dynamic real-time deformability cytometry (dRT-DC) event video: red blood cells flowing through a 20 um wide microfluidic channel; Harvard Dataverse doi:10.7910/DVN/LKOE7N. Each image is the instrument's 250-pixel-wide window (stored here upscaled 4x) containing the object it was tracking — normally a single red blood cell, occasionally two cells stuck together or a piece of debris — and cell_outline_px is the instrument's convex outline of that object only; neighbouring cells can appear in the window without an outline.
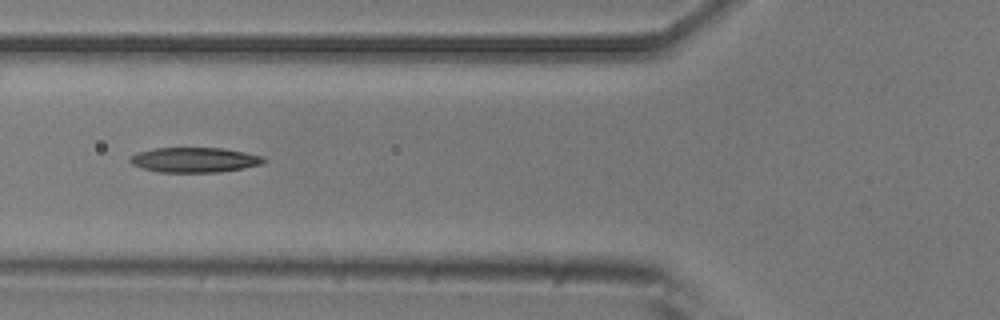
{"species": "common noctule bat (a hibernating species)", "species_latin": "Nyctalus noctula", "temperature_condition": "room temperature", "stored_images_in_passage": 10, "camera_frame_rate_fps": 3000, "um_per_image_px": 0.085, "animal": {"sex": "male", "body_mass_g": 20.5, "forearm_length_mm": 52.5}, "frame": {"image": 1, "passage_image": 6, "time_ms": 6.667, "image_size_px": [1000, 320], "cell_outline_px": [[264, 160], [260, 164], [244, 168], [220, 172], [156, 172], [132, 164], [128, 160], [136, 152], [156, 148], [220, 148], [244, 152], [260, 156]], "centroid_in_image_um": [16.48, 13.59], "position_along_channel_um": 109.3, "area_um2": 19.19}}
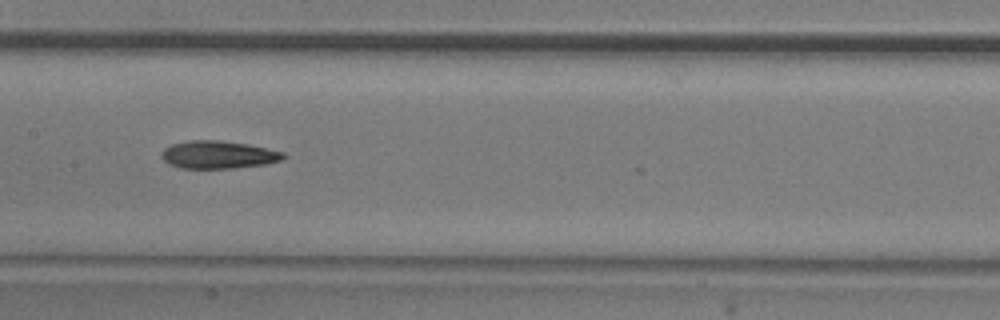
{"frame": {"image": 2, "passage_image": 8, "time_ms": 8.667, "image_size_px": [1000, 320], "cell_outline_px": [[288, 156], [284, 160], [264, 164], [236, 168], [180, 168], [168, 164], [160, 156], [160, 152], [164, 148], [172, 144], [192, 140], [220, 140], [248, 144], [284, 152]], "centroid_in_image_um": [18.56, 13.15], "position_along_channel_um": 188.8, "area_um2": 19.88}}
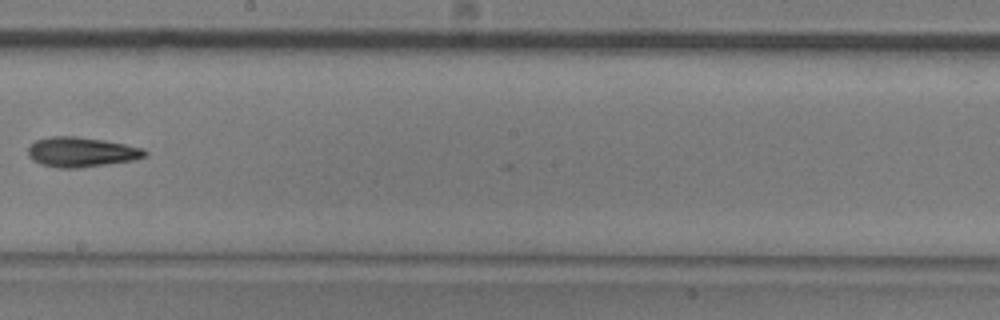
{"frame": {"image": 3, "passage_image": 9, "time_ms": 10.0, "image_size_px": [1000, 320], "cell_outline_px": [[148, 156], [136, 160], [80, 168], [56, 168], [40, 164], [32, 160], [28, 156], [28, 148], [36, 140], [52, 136], [76, 136], [104, 140], [144, 148], [148, 152]], "centroid_in_image_um": [6.94, 12.93], "position_along_channel_um": 241.3, "area_um2": 20.58}}